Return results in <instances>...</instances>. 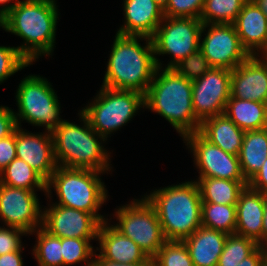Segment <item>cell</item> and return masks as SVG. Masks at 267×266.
<instances>
[{
  "instance_id": "cell-18",
  "label": "cell",
  "mask_w": 267,
  "mask_h": 266,
  "mask_svg": "<svg viewBox=\"0 0 267 266\" xmlns=\"http://www.w3.org/2000/svg\"><path fill=\"white\" fill-rule=\"evenodd\" d=\"M109 221L102 222L98 229L97 240L99 256L116 263H153L145 252L131 239L117 231Z\"/></svg>"
},
{
  "instance_id": "cell-10",
  "label": "cell",
  "mask_w": 267,
  "mask_h": 266,
  "mask_svg": "<svg viewBox=\"0 0 267 266\" xmlns=\"http://www.w3.org/2000/svg\"><path fill=\"white\" fill-rule=\"evenodd\" d=\"M202 26L199 18L164 17L152 37L157 66L164 65L157 56L170 55V62L164 68H173L197 51Z\"/></svg>"
},
{
  "instance_id": "cell-49",
  "label": "cell",
  "mask_w": 267,
  "mask_h": 266,
  "mask_svg": "<svg viewBox=\"0 0 267 266\" xmlns=\"http://www.w3.org/2000/svg\"><path fill=\"white\" fill-rule=\"evenodd\" d=\"M264 250H265V262L267 263V245L264 246Z\"/></svg>"
},
{
  "instance_id": "cell-28",
  "label": "cell",
  "mask_w": 267,
  "mask_h": 266,
  "mask_svg": "<svg viewBox=\"0 0 267 266\" xmlns=\"http://www.w3.org/2000/svg\"><path fill=\"white\" fill-rule=\"evenodd\" d=\"M201 224L205 228L235 234L236 205L202 202Z\"/></svg>"
},
{
  "instance_id": "cell-15",
  "label": "cell",
  "mask_w": 267,
  "mask_h": 266,
  "mask_svg": "<svg viewBox=\"0 0 267 266\" xmlns=\"http://www.w3.org/2000/svg\"><path fill=\"white\" fill-rule=\"evenodd\" d=\"M49 204L42 209V228L60 238H97L100 222L88 212Z\"/></svg>"
},
{
  "instance_id": "cell-27",
  "label": "cell",
  "mask_w": 267,
  "mask_h": 266,
  "mask_svg": "<svg viewBox=\"0 0 267 266\" xmlns=\"http://www.w3.org/2000/svg\"><path fill=\"white\" fill-rule=\"evenodd\" d=\"M46 182L36 170L17 157L0 172V183L10 187L32 191L40 190L46 194Z\"/></svg>"
},
{
  "instance_id": "cell-16",
  "label": "cell",
  "mask_w": 267,
  "mask_h": 266,
  "mask_svg": "<svg viewBox=\"0 0 267 266\" xmlns=\"http://www.w3.org/2000/svg\"><path fill=\"white\" fill-rule=\"evenodd\" d=\"M16 156L36 170L46 181L58 167L52 133L48 131L34 134L18 126Z\"/></svg>"
},
{
  "instance_id": "cell-3",
  "label": "cell",
  "mask_w": 267,
  "mask_h": 266,
  "mask_svg": "<svg viewBox=\"0 0 267 266\" xmlns=\"http://www.w3.org/2000/svg\"><path fill=\"white\" fill-rule=\"evenodd\" d=\"M145 109L165 118L182 139L199 131L192 102V81L179 75L173 68L157 67L153 81L144 95Z\"/></svg>"
},
{
  "instance_id": "cell-48",
  "label": "cell",
  "mask_w": 267,
  "mask_h": 266,
  "mask_svg": "<svg viewBox=\"0 0 267 266\" xmlns=\"http://www.w3.org/2000/svg\"><path fill=\"white\" fill-rule=\"evenodd\" d=\"M154 1L164 10L169 0H154Z\"/></svg>"
},
{
  "instance_id": "cell-6",
  "label": "cell",
  "mask_w": 267,
  "mask_h": 266,
  "mask_svg": "<svg viewBox=\"0 0 267 266\" xmlns=\"http://www.w3.org/2000/svg\"><path fill=\"white\" fill-rule=\"evenodd\" d=\"M101 174L103 172L95 170L58 166L46 182L45 195L51 200L54 189L58 201L53 204L91 213L100 223L110 221L99 213L108 198Z\"/></svg>"
},
{
  "instance_id": "cell-9",
  "label": "cell",
  "mask_w": 267,
  "mask_h": 266,
  "mask_svg": "<svg viewBox=\"0 0 267 266\" xmlns=\"http://www.w3.org/2000/svg\"><path fill=\"white\" fill-rule=\"evenodd\" d=\"M114 216L118 222L112 226L133 240L151 259L167 241L155 208L144 196L115 208Z\"/></svg>"
},
{
  "instance_id": "cell-7",
  "label": "cell",
  "mask_w": 267,
  "mask_h": 266,
  "mask_svg": "<svg viewBox=\"0 0 267 266\" xmlns=\"http://www.w3.org/2000/svg\"><path fill=\"white\" fill-rule=\"evenodd\" d=\"M94 99L79 111L92 129L106 140L145 108L144 95L133 90H117L101 86Z\"/></svg>"
},
{
  "instance_id": "cell-19",
  "label": "cell",
  "mask_w": 267,
  "mask_h": 266,
  "mask_svg": "<svg viewBox=\"0 0 267 266\" xmlns=\"http://www.w3.org/2000/svg\"><path fill=\"white\" fill-rule=\"evenodd\" d=\"M124 24L117 34L152 38L164 19L163 9L154 0H123Z\"/></svg>"
},
{
  "instance_id": "cell-12",
  "label": "cell",
  "mask_w": 267,
  "mask_h": 266,
  "mask_svg": "<svg viewBox=\"0 0 267 266\" xmlns=\"http://www.w3.org/2000/svg\"><path fill=\"white\" fill-rule=\"evenodd\" d=\"M199 49L212 67L229 70L235 69L250 56L233 24H203Z\"/></svg>"
},
{
  "instance_id": "cell-31",
  "label": "cell",
  "mask_w": 267,
  "mask_h": 266,
  "mask_svg": "<svg viewBox=\"0 0 267 266\" xmlns=\"http://www.w3.org/2000/svg\"><path fill=\"white\" fill-rule=\"evenodd\" d=\"M257 247L258 244L253 239L237 234H229L225 240L217 266H236Z\"/></svg>"
},
{
  "instance_id": "cell-37",
  "label": "cell",
  "mask_w": 267,
  "mask_h": 266,
  "mask_svg": "<svg viewBox=\"0 0 267 266\" xmlns=\"http://www.w3.org/2000/svg\"><path fill=\"white\" fill-rule=\"evenodd\" d=\"M28 233L13 226H0V256L13 251L24 250L21 236Z\"/></svg>"
},
{
  "instance_id": "cell-32",
  "label": "cell",
  "mask_w": 267,
  "mask_h": 266,
  "mask_svg": "<svg viewBox=\"0 0 267 266\" xmlns=\"http://www.w3.org/2000/svg\"><path fill=\"white\" fill-rule=\"evenodd\" d=\"M91 240L97 238H61L63 266L76 265L84 262L85 266H92L96 253Z\"/></svg>"
},
{
  "instance_id": "cell-1",
  "label": "cell",
  "mask_w": 267,
  "mask_h": 266,
  "mask_svg": "<svg viewBox=\"0 0 267 266\" xmlns=\"http://www.w3.org/2000/svg\"><path fill=\"white\" fill-rule=\"evenodd\" d=\"M56 4V0L19 1L0 20V28L22 38L23 44L16 48L30 64L54 51L59 20Z\"/></svg>"
},
{
  "instance_id": "cell-21",
  "label": "cell",
  "mask_w": 267,
  "mask_h": 266,
  "mask_svg": "<svg viewBox=\"0 0 267 266\" xmlns=\"http://www.w3.org/2000/svg\"><path fill=\"white\" fill-rule=\"evenodd\" d=\"M242 46L255 55L267 38V17L253 0H247L233 23Z\"/></svg>"
},
{
  "instance_id": "cell-42",
  "label": "cell",
  "mask_w": 267,
  "mask_h": 266,
  "mask_svg": "<svg viewBox=\"0 0 267 266\" xmlns=\"http://www.w3.org/2000/svg\"><path fill=\"white\" fill-rule=\"evenodd\" d=\"M23 250L13 251L0 256V266H24Z\"/></svg>"
},
{
  "instance_id": "cell-2",
  "label": "cell",
  "mask_w": 267,
  "mask_h": 266,
  "mask_svg": "<svg viewBox=\"0 0 267 266\" xmlns=\"http://www.w3.org/2000/svg\"><path fill=\"white\" fill-rule=\"evenodd\" d=\"M146 41L144 46L139 43ZM101 86L145 95L157 70L152 38L117 34Z\"/></svg>"
},
{
  "instance_id": "cell-45",
  "label": "cell",
  "mask_w": 267,
  "mask_h": 266,
  "mask_svg": "<svg viewBox=\"0 0 267 266\" xmlns=\"http://www.w3.org/2000/svg\"><path fill=\"white\" fill-rule=\"evenodd\" d=\"M14 0H0V20L15 6L19 3L20 0L15 1ZM12 3V4H9ZM7 4V5H6Z\"/></svg>"
},
{
  "instance_id": "cell-4",
  "label": "cell",
  "mask_w": 267,
  "mask_h": 266,
  "mask_svg": "<svg viewBox=\"0 0 267 266\" xmlns=\"http://www.w3.org/2000/svg\"><path fill=\"white\" fill-rule=\"evenodd\" d=\"M144 197L155 208L166 240L183 241L202 226V200L196 180L155 189Z\"/></svg>"
},
{
  "instance_id": "cell-17",
  "label": "cell",
  "mask_w": 267,
  "mask_h": 266,
  "mask_svg": "<svg viewBox=\"0 0 267 266\" xmlns=\"http://www.w3.org/2000/svg\"><path fill=\"white\" fill-rule=\"evenodd\" d=\"M230 98L267 103V60L250 55L231 70Z\"/></svg>"
},
{
  "instance_id": "cell-5",
  "label": "cell",
  "mask_w": 267,
  "mask_h": 266,
  "mask_svg": "<svg viewBox=\"0 0 267 266\" xmlns=\"http://www.w3.org/2000/svg\"><path fill=\"white\" fill-rule=\"evenodd\" d=\"M78 115L81 125L64 120L52 132L56 163L62 167L110 173L111 152L103 145L107 140L92 129L81 112Z\"/></svg>"
},
{
  "instance_id": "cell-11",
  "label": "cell",
  "mask_w": 267,
  "mask_h": 266,
  "mask_svg": "<svg viewBox=\"0 0 267 266\" xmlns=\"http://www.w3.org/2000/svg\"><path fill=\"white\" fill-rule=\"evenodd\" d=\"M194 157L199 178H222L240 181L245 187L248 182L244 178L237 155H232L207 140L199 131L183 138Z\"/></svg>"
},
{
  "instance_id": "cell-43",
  "label": "cell",
  "mask_w": 267,
  "mask_h": 266,
  "mask_svg": "<svg viewBox=\"0 0 267 266\" xmlns=\"http://www.w3.org/2000/svg\"><path fill=\"white\" fill-rule=\"evenodd\" d=\"M92 266H153V263H116L102 259L97 253L94 254Z\"/></svg>"
},
{
  "instance_id": "cell-44",
  "label": "cell",
  "mask_w": 267,
  "mask_h": 266,
  "mask_svg": "<svg viewBox=\"0 0 267 266\" xmlns=\"http://www.w3.org/2000/svg\"><path fill=\"white\" fill-rule=\"evenodd\" d=\"M262 228V247L267 245V195L264 194V216Z\"/></svg>"
},
{
  "instance_id": "cell-8",
  "label": "cell",
  "mask_w": 267,
  "mask_h": 266,
  "mask_svg": "<svg viewBox=\"0 0 267 266\" xmlns=\"http://www.w3.org/2000/svg\"><path fill=\"white\" fill-rule=\"evenodd\" d=\"M15 94L18 110L13 113L19 127L24 120L52 133L65 120L60 116L57 93L47 78L34 74L25 76Z\"/></svg>"
},
{
  "instance_id": "cell-33",
  "label": "cell",
  "mask_w": 267,
  "mask_h": 266,
  "mask_svg": "<svg viewBox=\"0 0 267 266\" xmlns=\"http://www.w3.org/2000/svg\"><path fill=\"white\" fill-rule=\"evenodd\" d=\"M153 266H194L183 241H169L152 258Z\"/></svg>"
},
{
  "instance_id": "cell-24",
  "label": "cell",
  "mask_w": 267,
  "mask_h": 266,
  "mask_svg": "<svg viewBox=\"0 0 267 266\" xmlns=\"http://www.w3.org/2000/svg\"><path fill=\"white\" fill-rule=\"evenodd\" d=\"M224 114L245 132L267 128V103L230 98Z\"/></svg>"
},
{
  "instance_id": "cell-34",
  "label": "cell",
  "mask_w": 267,
  "mask_h": 266,
  "mask_svg": "<svg viewBox=\"0 0 267 266\" xmlns=\"http://www.w3.org/2000/svg\"><path fill=\"white\" fill-rule=\"evenodd\" d=\"M211 68L212 66L200 49L191 53L188 57L173 67L179 75L189 81L199 79Z\"/></svg>"
},
{
  "instance_id": "cell-41",
  "label": "cell",
  "mask_w": 267,
  "mask_h": 266,
  "mask_svg": "<svg viewBox=\"0 0 267 266\" xmlns=\"http://www.w3.org/2000/svg\"><path fill=\"white\" fill-rule=\"evenodd\" d=\"M265 263L264 247L258 246L249 256L236 266H263Z\"/></svg>"
},
{
  "instance_id": "cell-35",
  "label": "cell",
  "mask_w": 267,
  "mask_h": 266,
  "mask_svg": "<svg viewBox=\"0 0 267 266\" xmlns=\"http://www.w3.org/2000/svg\"><path fill=\"white\" fill-rule=\"evenodd\" d=\"M30 65L16 47L0 46V84Z\"/></svg>"
},
{
  "instance_id": "cell-13",
  "label": "cell",
  "mask_w": 267,
  "mask_h": 266,
  "mask_svg": "<svg viewBox=\"0 0 267 266\" xmlns=\"http://www.w3.org/2000/svg\"><path fill=\"white\" fill-rule=\"evenodd\" d=\"M231 70L212 67L202 77L192 81V102L196 118L205 119L224 114L230 99Z\"/></svg>"
},
{
  "instance_id": "cell-46",
  "label": "cell",
  "mask_w": 267,
  "mask_h": 266,
  "mask_svg": "<svg viewBox=\"0 0 267 266\" xmlns=\"http://www.w3.org/2000/svg\"><path fill=\"white\" fill-rule=\"evenodd\" d=\"M267 17V0H253Z\"/></svg>"
},
{
  "instance_id": "cell-40",
  "label": "cell",
  "mask_w": 267,
  "mask_h": 266,
  "mask_svg": "<svg viewBox=\"0 0 267 266\" xmlns=\"http://www.w3.org/2000/svg\"><path fill=\"white\" fill-rule=\"evenodd\" d=\"M248 186L267 195V158L261 169L248 181Z\"/></svg>"
},
{
  "instance_id": "cell-36",
  "label": "cell",
  "mask_w": 267,
  "mask_h": 266,
  "mask_svg": "<svg viewBox=\"0 0 267 266\" xmlns=\"http://www.w3.org/2000/svg\"><path fill=\"white\" fill-rule=\"evenodd\" d=\"M205 0H169L163 10L164 17L199 18Z\"/></svg>"
},
{
  "instance_id": "cell-47",
  "label": "cell",
  "mask_w": 267,
  "mask_h": 266,
  "mask_svg": "<svg viewBox=\"0 0 267 266\" xmlns=\"http://www.w3.org/2000/svg\"><path fill=\"white\" fill-rule=\"evenodd\" d=\"M255 56L267 60V38L264 46L255 54Z\"/></svg>"
},
{
  "instance_id": "cell-26",
  "label": "cell",
  "mask_w": 267,
  "mask_h": 266,
  "mask_svg": "<svg viewBox=\"0 0 267 266\" xmlns=\"http://www.w3.org/2000/svg\"><path fill=\"white\" fill-rule=\"evenodd\" d=\"M202 202L236 205L240 192L245 186L240 181L222 178L196 179Z\"/></svg>"
},
{
  "instance_id": "cell-14",
  "label": "cell",
  "mask_w": 267,
  "mask_h": 266,
  "mask_svg": "<svg viewBox=\"0 0 267 266\" xmlns=\"http://www.w3.org/2000/svg\"><path fill=\"white\" fill-rule=\"evenodd\" d=\"M37 192L0 183V220L28 234L42 227V207Z\"/></svg>"
},
{
  "instance_id": "cell-22",
  "label": "cell",
  "mask_w": 267,
  "mask_h": 266,
  "mask_svg": "<svg viewBox=\"0 0 267 266\" xmlns=\"http://www.w3.org/2000/svg\"><path fill=\"white\" fill-rule=\"evenodd\" d=\"M228 234L200 226L183 240L194 266H217Z\"/></svg>"
},
{
  "instance_id": "cell-38",
  "label": "cell",
  "mask_w": 267,
  "mask_h": 266,
  "mask_svg": "<svg viewBox=\"0 0 267 266\" xmlns=\"http://www.w3.org/2000/svg\"><path fill=\"white\" fill-rule=\"evenodd\" d=\"M16 156V130L15 132L3 139H0V172L15 159Z\"/></svg>"
},
{
  "instance_id": "cell-20",
  "label": "cell",
  "mask_w": 267,
  "mask_h": 266,
  "mask_svg": "<svg viewBox=\"0 0 267 266\" xmlns=\"http://www.w3.org/2000/svg\"><path fill=\"white\" fill-rule=\"evenodd\" d=\"M264 194L246 186L236 204L235 234L253 239L262 246Z\"/></svg>"
},
{
  "instance_id": "cell-29",
  "label": "cell",
  "mask_w": 267,
  "mask_h": 266,
  "mask_svg": "<svg viewBox=\"0 0 267 266\" xmlns=\"http://www.w3.org/2000/svg\"><path fill=\"white\" fill-rule=\"evenodd\" d=\"M33 234L36 235V243L31 254L38 266H63L61 238L51 235L42 227L37 228L28 236Z\"/></svg>"
},
{
  "instance_id": "cell-25",
  "label": "cell",
  "mask_w": 267,
  "mask_h": 266,
  "mask_svg": "<svg viewBox=\"0 0 267 266\" xmlns=\"http://www.w3.org/2000/svg\"><path fill=\"white\" fill-rule=\"evenodd\" d=\"M267 158V128L246 131L238 154L242 175L248 182Z\"/></svg>"
},
{
  "instance_id": "cell-30",
  "label": "cell",
  "mask_w": 267,
  "mask_h": 266,
  "mask_svg": "<svg viewBox=\"0 0 267 266\" xmlns=\"http://www.w3.org/2000/svg\"><path fill=\"white\" fill-rule=\"evenodd\" d=\"M247 0H205L203 24H233Z\"/></svg>"
},
{
  "instance_id": "cell-23",
  "label": "cell",
  "mask_w": 267,
  "mask_h": 266,
  "mask_svg": "<svg viewBox=\"0 0 267 266\" xmlns=\"http://www.w3.org/2000/svg\"><path fill=\"white\" fill-rule=\"evenodd\" d=\"M199 132L225 152L237 156L245 134V131L241 130L225 114L205 119L201 123Z\"/></svg>"
},
{
  "instance_id": "cell-39",
  "label": "cell",
  "mask_w": 267,
  "mask_h": 266,
  "mask_svg": "<svg viewBox=\"0 0 267 266\" xmlns=\"http://www.w3.org/2000/svg\"><path fill=\"white\" fill-rule=\"evenodd\" d=\"M13 109L8 106H0V139L6 138L12 135L17 129Z\"/></svg>"
}]
</instances>
